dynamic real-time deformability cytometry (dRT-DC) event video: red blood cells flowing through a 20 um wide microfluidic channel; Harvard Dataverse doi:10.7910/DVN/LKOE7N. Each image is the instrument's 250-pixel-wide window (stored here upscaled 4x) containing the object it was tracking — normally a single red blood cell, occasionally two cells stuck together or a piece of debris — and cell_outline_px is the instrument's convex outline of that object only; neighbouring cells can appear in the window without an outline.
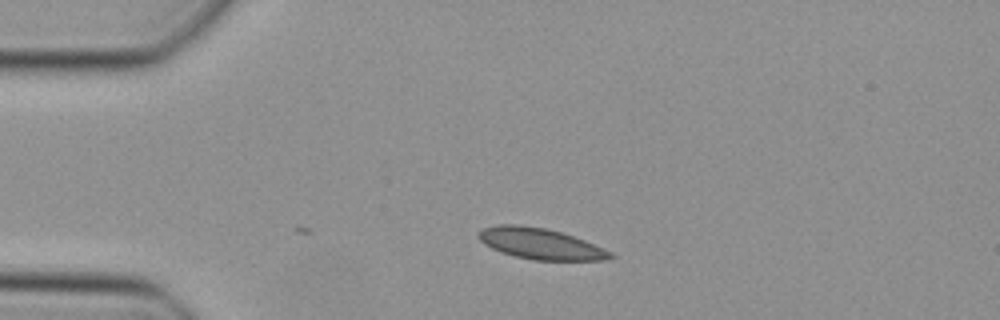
{"species": "Egyptian fruit bat (a non-hibernating species)", "species_latin": "Rousettus aegyptiacus", "temperature_condition": "cold", "stored_images_in_passage": 14, "camera_frame_rate_fps": 3000, "um_per_image_px": 0.085, "animal": {"sex": "female"}, "frame": {"image": 1, "passage_image": 1, "time_ms": 0.0, "image_size_px": [1000, 320], "cell_outline_px": [[616, 256], [608, 260], [532, 260], [500, 252], [484, 244], [476, 236], [476, 232], [484, 228], [496, 224], [520, 224], [544, 228], [560, 232], [584, 240], [612, 252]], "centroid_in_image_um": [45.9, 20.71], "position_along_channel_um": 39.1, "area_um2": 23.87}}
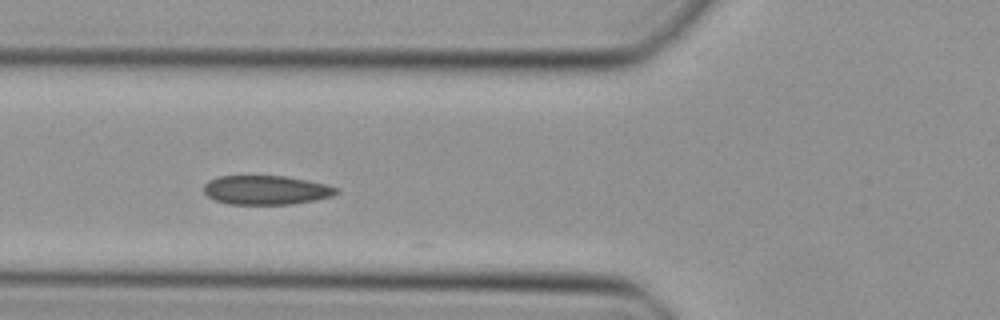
{"frame": {"image": 2, "passage_image": 8, "time_ms": 2.333, "image_size_px": [1000, 320], "cell_outline_px": [[340, 192], [332, 196], [316, 200], [292, 204], [228, 204], [216, 200], [208, 196], [204, 192], [204, 184], [208, 180], [220, 176], [284, 176], [308, 180], [340, 188]], "centroid_in_image_um": [22.64, 16.15], "position_along_channel_um": 103.2, "area_um2": 22.54}}
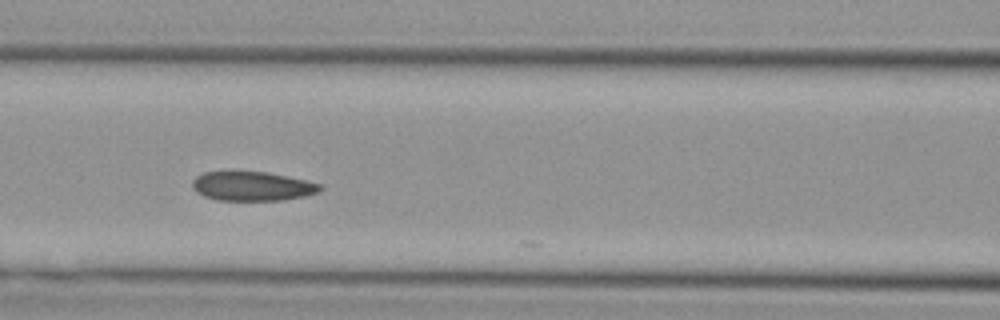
{"frame": {"image": 3, "passage_image": 11, "time_ms": 3.333, "image_size_px": [1000, 320], "cell_outline_px": [[324, 188], [320, 192], [304, 196], [284, 200], [216, 200], [204, 196], [196, 192], [192, 188], [192, 180], [196, 176], [204, 172], [268, 172], [308, 180], [324, 184]], "centroid_in_image_um": [21.5, 15.83], "position_along_channel_um": 145.1, "area_um2": 22.02}}